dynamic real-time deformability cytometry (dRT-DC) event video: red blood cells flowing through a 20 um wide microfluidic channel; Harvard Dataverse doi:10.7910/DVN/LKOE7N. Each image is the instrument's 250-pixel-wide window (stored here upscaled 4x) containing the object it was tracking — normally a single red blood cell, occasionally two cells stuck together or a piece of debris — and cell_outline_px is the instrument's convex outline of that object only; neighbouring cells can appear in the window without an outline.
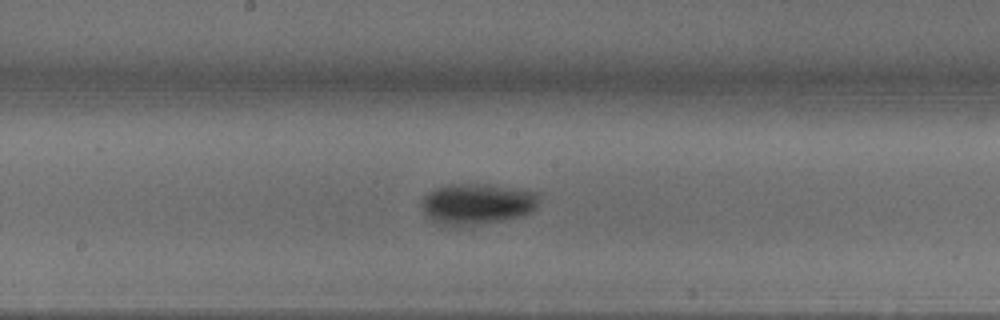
{"species": "common noctule bat (a hibernating species)", "species_latin": "Nyctalus noctula", "temperature_condition": "warm", "stored_images_in_passage": 24, "camera_frame_rate_fps": 3000, "um_per_image_px": 0.085, "animal": {"sex": "male", "body_mass_g": 18.8}, "frame": {"image": 1, "passage_image": 14, "time_ms": 4.333, "image_size_px": [1000, 320], "cell_outline_px": [[536, 204], [524, 216], [500, 220], [472, 224], [444, 224], [432, 220], [424, 212], [420, 204], [424, 196], [428, 192], [444, 184], [488, 184], [536, 192]], "centroid_in_image_um": [40.49, 17.29], "position_along_channel_um": 207.7, "area_um2": 27.17}}
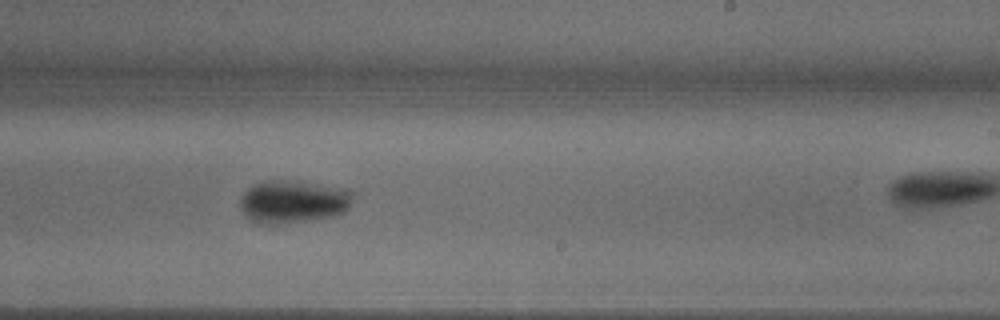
{"frame": {"image": 2, "passage_image": 17, "time_ms": 5.333, "image_size_px": [1000, 320], "cell_outline_px": [[352, 200], [348, 208], [344, 212], [336, 216], [276, 224], [264, 224], [252, 220], [240, 208], [240, 196], [252, 184], [264, 180], [296, 180], [340, 188], [352, 192]], "centroid_in_image_um": [24.89, 17.12], "position_along_channel_um": 264.1, "area_um2": 28.09}}
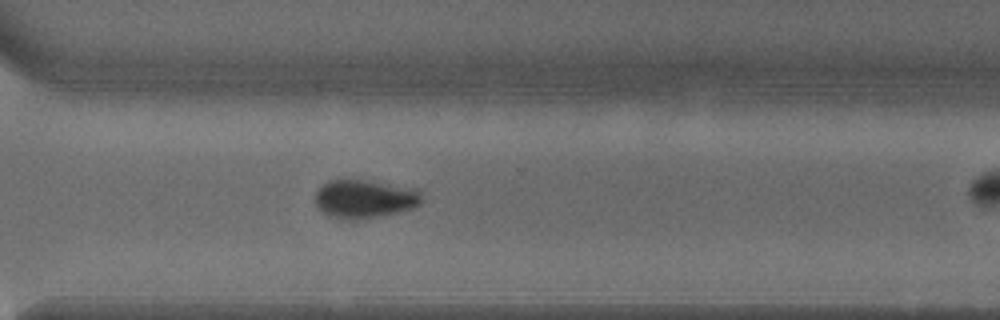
{"frame": {"image": 3, "passage_image": 21, "time_ms": 6.667, "image_size_px": [1000, 320], "cell_outline_px": [[420, 204], [412, 208], [400, 212], [356, 220], [340, 220], [328, 216], [320, 212], [316, 208], [316, 192], [328, 180], [348, 176], [416, 188], [420, 192]], "centroid_in_image_um": [30.93, 16.87], "position_along_channel_um": 339.7, "area_um2": 24.8}}